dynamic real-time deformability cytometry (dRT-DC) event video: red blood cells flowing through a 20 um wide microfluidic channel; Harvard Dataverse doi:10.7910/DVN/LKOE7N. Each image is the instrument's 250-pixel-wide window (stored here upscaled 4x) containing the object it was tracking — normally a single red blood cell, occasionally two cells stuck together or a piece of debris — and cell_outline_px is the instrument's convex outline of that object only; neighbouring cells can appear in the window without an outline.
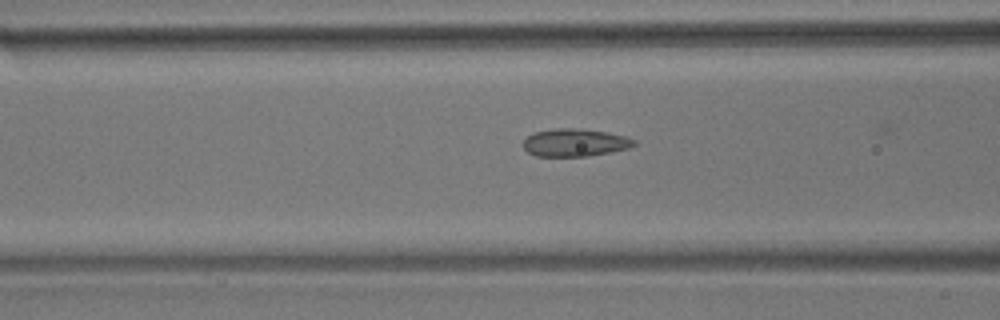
{"species": "common noctule bat (a hibernating species)", "species_latin": "Nyctalus noctula", "temperature_condition": "room temperature", "stored_images_in_passage": 35, "camera_frame_rate_fps": 3000, "um_per_image_px": 0.085, "animal": {"sex": "male", "body_mass_g": 17.9}, "frame": {"image": 1, "passage_image": 7, "time_ms": 2.0, "image_size_px": [1000, 320], "cell_outline_px": [[636, 144], [628, 148], [612, 152], [588, 156], [536, 156], [528, 152], [524, 148], [524, 140], [532, 132], [552, 128], [572, 128], [608, 132], [628, 136], [636, 140]], "centroid_in_image_um": [48.89, 12.11], "position_along_channel_um": 117.7, "area_um2": 18.03}}
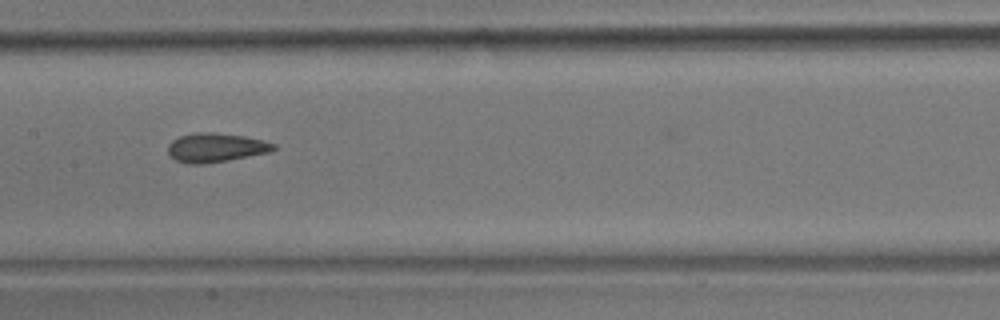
{"frame": {"image": 2, "passage_image": 13, "time_ms": 4.0, "image_size_px": [1000, 320], "cell_outline_px": [[276, 148], [268, 152], [228, 160], [204, 164], [188, 164], [176, 160], [168, 152], [168, 144], [172, 140], [180, 136], [196, 132], [212, 132], [244, 136], [276, 144]], "centroid_in_image_um": [18.3, 12.54], "position_along_channel_um": 189.1, "area_um2": 17.69}}
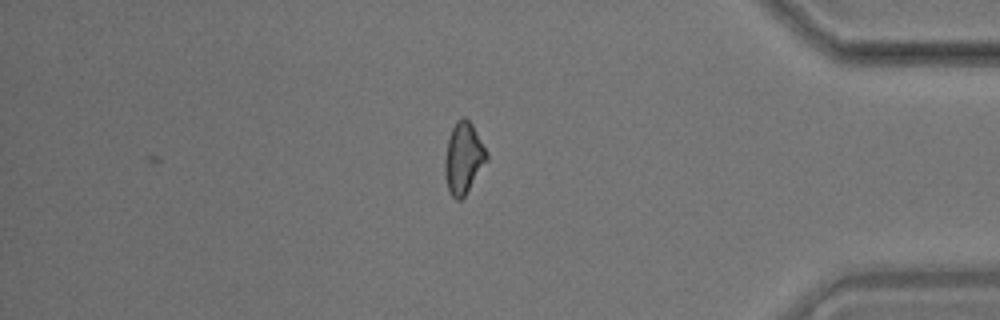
{"frame": {"image": 3, "passage_image": 33, "time_ms": 10.667, "image_size_px": [1000, 320], "cell_outline_px": [[488, 160], [464, 196], [460, 200], [456, 200], [452, 196], [448, 188], [444, 172], [444, 160], [448, 140], [452, 128], [456, 120], [460, 116], [464, 116], [472, 124], [488, 156]], "centroid_in_image_um": [39.38, 13.43], "position_along_channel_um": 395.8, "area_um2": 17.17}, "authors_computed_cell_mechanics": {"area_um2": 17.2822, "velocity_mm_per_s": 3.5473, "shape_relaxation_time_tau1_ms": null, "shape_relaxation_time_tau2_ms": 4.2287, "deformation_change_tau1": null, "deformation_change_tau2": 0.0908}}